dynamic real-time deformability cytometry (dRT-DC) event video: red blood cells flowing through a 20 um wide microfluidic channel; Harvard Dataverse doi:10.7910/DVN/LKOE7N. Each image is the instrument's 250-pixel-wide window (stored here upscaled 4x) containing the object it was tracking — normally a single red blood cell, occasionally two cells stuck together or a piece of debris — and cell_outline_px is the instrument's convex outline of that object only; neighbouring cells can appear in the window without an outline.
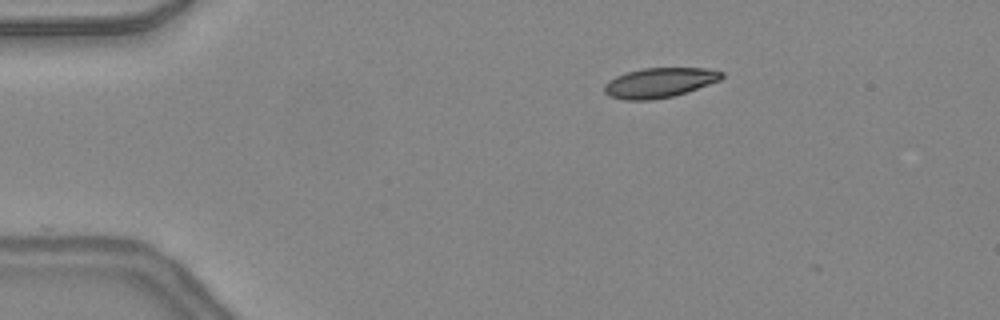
{"species": "common noctule bat (a hibernating species)", "species_latin": "Nyctalus noctula", "temperature_condition": "warm", "stored_images_in_passage": 3, "camera_frame_rate_fps": 3000, "um_per_image_px": 0.085, "animal": {"sex": "female", "body_mass_g": 24.6, "forearm_length_mm": 56.2}, "frame": {"image": 1, "passage_image": 1, "time_ms": 0.0, "image_size_px": [1000, 320], "cell_outline_px": [[724, 76], [720, 80], [688, 92], [672, 96], [652, 100], [624, 100], [608, 96], [604, 92], [604, 84], [608, 80], [616, 76], [628, 72], [644, 68], [708, 68], [724, 72]], "centroid_in_image_um": [56.05, 7.03], "position_along_channel_um": 28.9, "area_um2": 20.52}}